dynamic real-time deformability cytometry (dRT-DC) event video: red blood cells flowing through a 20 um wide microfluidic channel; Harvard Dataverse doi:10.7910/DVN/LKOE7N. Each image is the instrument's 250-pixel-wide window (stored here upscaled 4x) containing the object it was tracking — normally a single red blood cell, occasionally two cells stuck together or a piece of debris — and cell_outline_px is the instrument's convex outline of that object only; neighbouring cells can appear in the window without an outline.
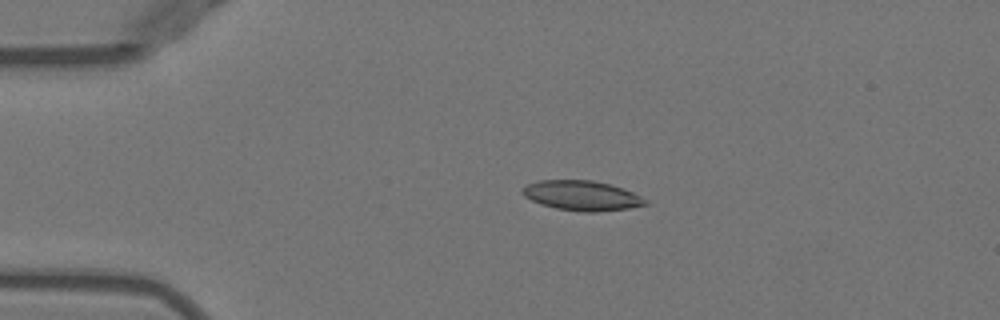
{"species": "Egyptian fruit bat (a non-hibernating species)", "species_latin": "Rousettus aegyptiacus", "temperature_condition": "warm", "stored_images_in_passage": 35, "camera_frame_rate_fps": 3000, "um_per_image_px": 0.085, "animal": {"sex": "female"}, "frame": {"image": 1, "passage_image": 1, "time_ms": 0.0, "image_size_px": [1000, 320], "cell_outline_px": [[648, 204], [628, 208], [596, 212], [584, 212], [556, 208], [540, 204], [524, 196], [520, 192], [520, 188], [524, 184], [540, 180], [592, 180], [608, 184], [632, 192], [648, 200]], "centroid_in_image_um": [49.39, 16.62], "position_along_channel_um": 35.6, "area_um2": 21.39}}
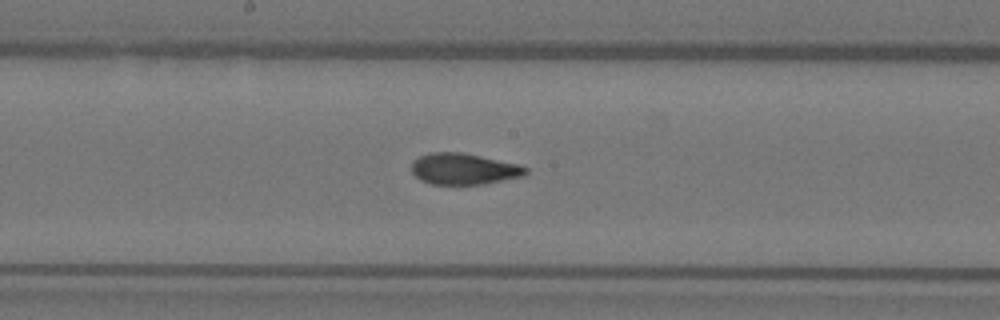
{"frame": {"image": 2, "passage_image": 17, "time_ms": 5.333, "image_size_px": [1000, 320], "cell_outline_px": [[528, 172], [524, 176], [484, 184], [432, 184], [420, 180], [412, 172], [412, 160], [428, 152], [460, 152], [520, 164], [528, 168]], "centroid_in_image_um": [39.43, 14.35], "position_along_channel_um": 208.8, "area_um2": 20.87}}
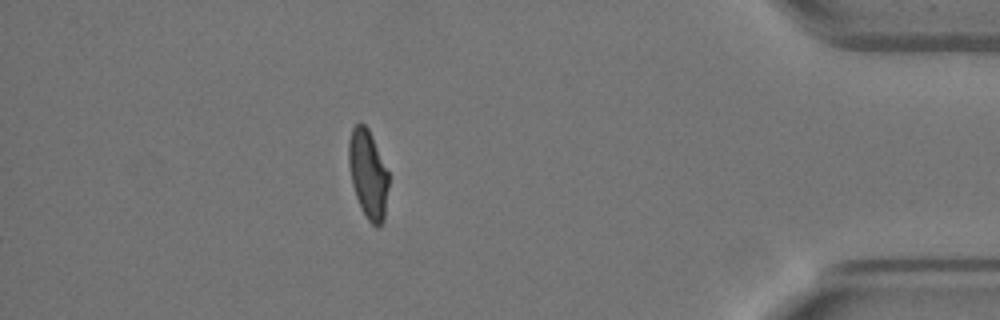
{"frame": {"image": 3, "passage_image": 35, "time_ms": 11.333, "image_size_px": [1000, 320], "cell_outline_px": [[388, 188], [384, 220], [380, 224], [372, 224], [368, 220], [360, 208], [352, 184], [348, 164], [348, 140], [352, 128], [360, 120], [368, 128], [372, 136], [388, 172]], "centroid_in_image_um": [31.26, 14.76], "position_along_channel_um": 403.9, "area_um2": 20.58}, "authors_computed_cell_mechanics": {"area_um2": 21.097, "velocity_mm_per_s": 3.9827, "shape_relaxation_time_tau1_ms": 9.6898, "shape_relaxation_time_tau2_ms": 1.1645, "deformation_change_tau1": 0.2702, "deformation_change_tau2": 0.0771}}